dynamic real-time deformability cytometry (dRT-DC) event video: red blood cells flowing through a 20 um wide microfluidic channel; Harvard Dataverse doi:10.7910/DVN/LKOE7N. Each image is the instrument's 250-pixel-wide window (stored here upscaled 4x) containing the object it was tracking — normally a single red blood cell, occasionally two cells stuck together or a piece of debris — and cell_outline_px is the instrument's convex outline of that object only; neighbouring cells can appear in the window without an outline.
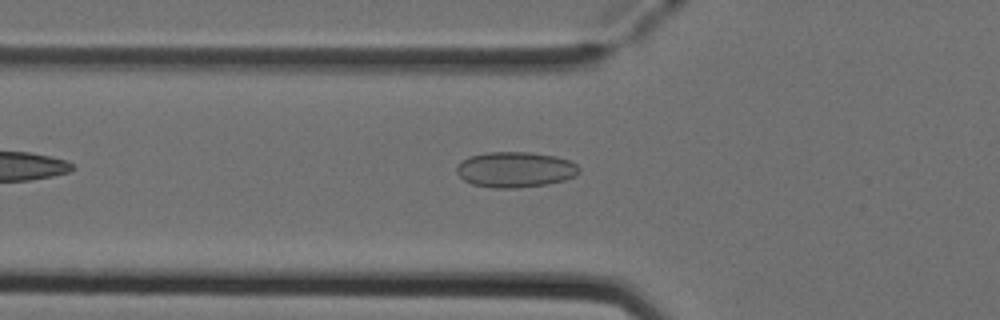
{"species": "Egyptian fruit bat (a non-hibernating species)", "species_latin": "Rousettus aegyptiacus", "temperature_condition": "cold", "stored_images_in_passage": 5, "camera_frame_rate_fps": 3000, "um_per_image_px": 0.085, "animal": {"sex": "female"}, "frame": {"image": 1, "passage_image": 5, "time_ms": 1.333, "image_size_px": [1000, 320], "cell_outline_px": [[580, 172], [576, 176], [564, 180], [548, 184], [516, 188], [492, 188], [472, 184], [464, 180], [456, 172], [456, 164], [468, 156], [484, 152], [532, 152], [556, 156], [568, 160], [576, 164], [580, 168]], "centroid_in_image_um": [43.78, 14.41], "position_along_channel_um": 82.0, "area_um2": 25.72}}